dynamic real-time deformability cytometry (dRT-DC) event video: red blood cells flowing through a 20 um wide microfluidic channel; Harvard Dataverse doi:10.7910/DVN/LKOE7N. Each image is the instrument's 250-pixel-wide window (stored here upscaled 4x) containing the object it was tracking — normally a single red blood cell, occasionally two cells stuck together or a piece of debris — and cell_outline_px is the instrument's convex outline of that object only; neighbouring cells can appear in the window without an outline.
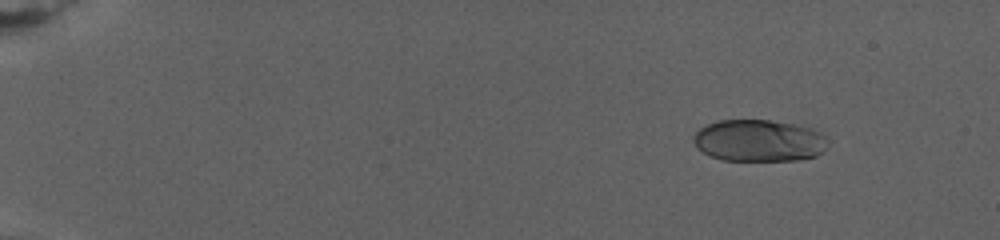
{"species": "human", "species_latin": "Homo sapiens", "temperature_condition": "warm", "stored_images_in_passage": 42, "camera_frame_rate_fps": 3000, "um_per_image_px": 0.085, "donor": {"sex": "female"}, "frame": {"image": 1, "passage_image": 6, "time_ms": 3.333, "image_size_px": [1000, 240], "cell_outline_px": [[828, 144], [824, 152], [816, 156], [796, 160], [720, 160], [696, 148], [692, 140], [692, 136], [700, 128], [716, 120], [768, 120], [792, 124], [812, 128], [820, 132], [828, 140]], "centroid_in_image_um": [64.5, 11.95], "position_along_channel_um": 20.5, "area_um2": 32.95}}
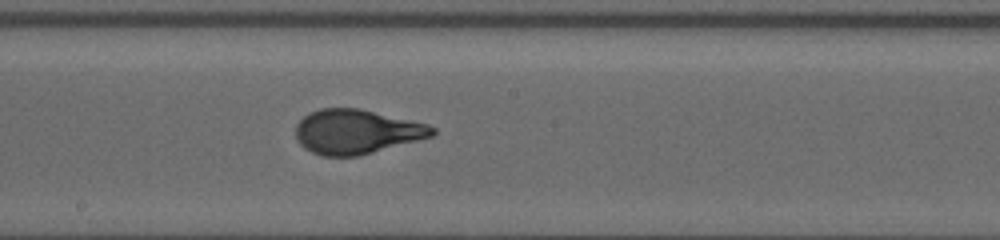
{"frame": {"image": 2, "passage_image": 25, "time_ms": 15.667, "image_size_px": [1000, 240], "cell_outline_px": [[436, 132], [432, 136], [360, 156], [320, 156], [304, 148], [300, 144], [296, 136], [296, 124], [304, 116], [320, 108], [360, 108], [428, 124], [436, 128]], "centroid_in_image_um": [30.3, 11.2], "position_along_channel_um": 217.9, "area_um2": 35.37}}
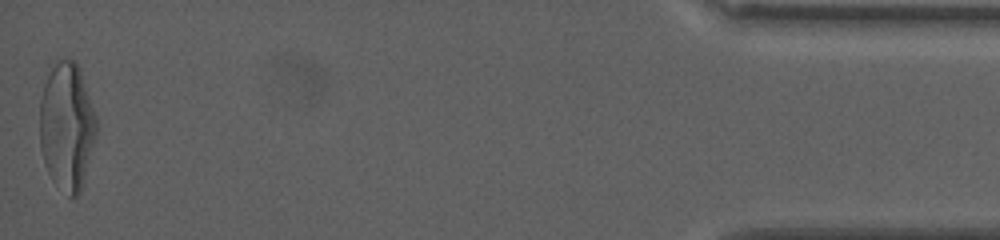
{"frame": {"image": 3, "passage_image": 42, "time_ms": 26.333, "image_size_px": [1000, 240], "cell_outline_px": [[96, 136], [80, 192], [76, 196], [68, 196], [52, 180], [44, 164], [40, 148], [40, 100], [48, 64], [56, 60], [72, 60], [80, 68], [96, 116]], "centroid_in_image_um": [5.65, 10.68], "position_along_channel_um": 429.5, "area_um2": 42.48}, "authors_computed_cell_mechanics": {"area_um2": 35.2291, "velocity_mm_per_s": 2.7181, "shape_relaxation_time_tau1_ms": 7.2486, "shape_relaxation_time_tau2_ms": null, "deformation_change_tau1": 0.2618, "deformation_change_tau2": null}}